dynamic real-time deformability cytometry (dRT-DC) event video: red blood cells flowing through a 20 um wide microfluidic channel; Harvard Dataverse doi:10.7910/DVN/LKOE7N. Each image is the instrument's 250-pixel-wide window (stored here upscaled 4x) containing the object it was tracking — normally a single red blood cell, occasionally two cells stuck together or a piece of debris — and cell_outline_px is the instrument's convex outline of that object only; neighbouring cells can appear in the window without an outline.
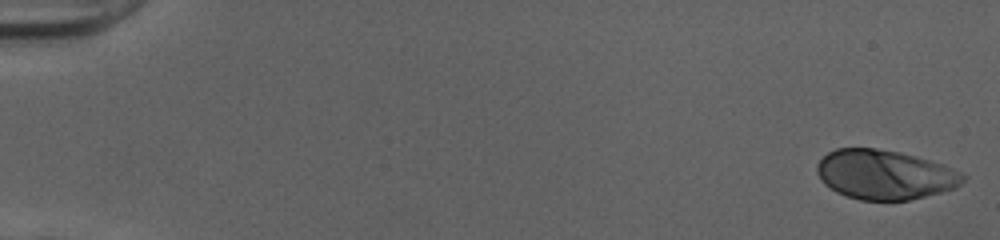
{"species": "human", "species_latin": "Homo sapiens", "temperature_condition": "cold", "stored_images_in_passage": 51, "camera_frame_rate_fps": 3000, "um_per_image_px": 0.085, "donor": {"sex": "female"}, "frame": {"image": 1, "passage_image": 1, "time_ms": 0.0, "image_size_px": [1000, 240], "cell_outline_px": [[968, 176], [956, 188], [908, 200], [860, 200], [836, 192], [824, 184], [820, 180], [816, 172], [816, 164], [828, 152], [836, 148], [876, 148], [900, 152], [944, 164]], "centroid_in_image_um": [75.19, 14.84], "position_along_channel_um": 9.8, "area_um2": 42.19}}
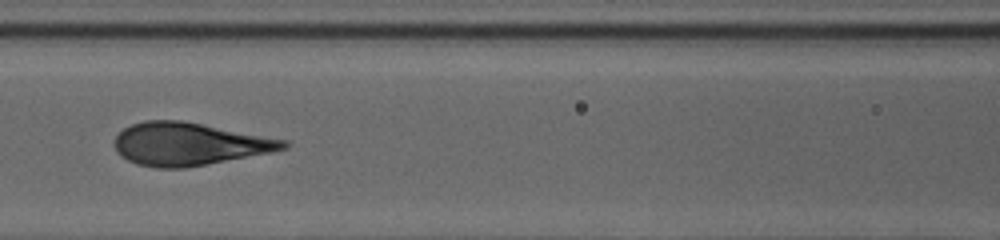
{"frame": {"image": 2, "passage_image": 24, "time_ms": 7.667, "image_size_px": [1000, 240], "cell_outline_px": [[292, 144], [288, 148], [272, 152], [208, 164], [184, 168], [156, 168], [136, 164], [120, 156], [116, 152], [112, 144], [116, 136], [124, 128], [132, 124], [144, 120], [180, 120], [288, 140]], "centroid_in_image_um": [16.06, 12.25], "position_along_channel_um": 150.5, "area_um2": 42.31}}
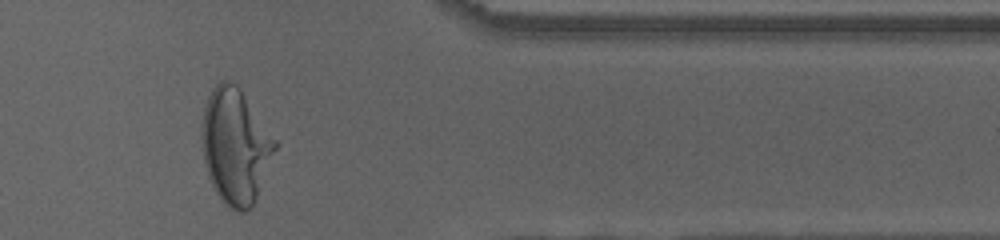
{"frame": {"image": 3, "passage_image": 43, "time_ms": 14.0, "image_size_px": [1000, 240], "cell_outline_px": [[280, 144], [252, 208], [244, 212], [236, 212], [228, 208], [224, 204], [216, 192], [208, 176], [204, 160], [200, 136], [200, 128], [204, 108], [208, 96], [212, 88], [220, 80], [228, 80], [236, 84], [240, 88]], "centroid_in_image_um": [20.02, 12.43], "position_along_channel_um": 391.4, "area_um2": 50.05}}